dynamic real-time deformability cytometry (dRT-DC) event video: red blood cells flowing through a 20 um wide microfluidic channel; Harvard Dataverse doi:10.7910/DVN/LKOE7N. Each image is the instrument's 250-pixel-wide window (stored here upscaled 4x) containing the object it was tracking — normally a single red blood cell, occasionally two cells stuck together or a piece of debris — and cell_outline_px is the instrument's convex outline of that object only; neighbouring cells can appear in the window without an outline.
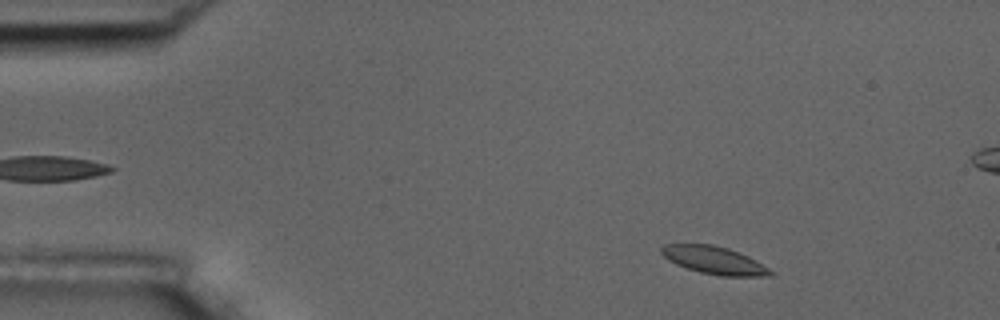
{"species": "common noctule bat (a hibernating species)", "species_latin": "Nyctalus noctula", "temperature_condition": "room temperature", "stored_images_in_passage": 54, "camera_frame_rate_fps": 3000, "um_per_image_px": 0.085, "animal": {"sex": "male", "body_mass_g": 17.5, "forearm_length_mm": 52.3}, "frame": {"image": 1, "passage_image": 5, "time_ms": 1.333, "image_size_px": [1000, 320], "cell_outline_px": [[776, 272], [772, 276], [720, 276], [700, 272], [676, 264], [668, 260], [660, 252], [660, 248], [664, 244], [712, 244], [728, 248], [740, 252], [748, 256]], "centroid_in_image_um": [60.73, 22.12], "position_along_channel_um": 24.3, "area_um2": 17.69}}
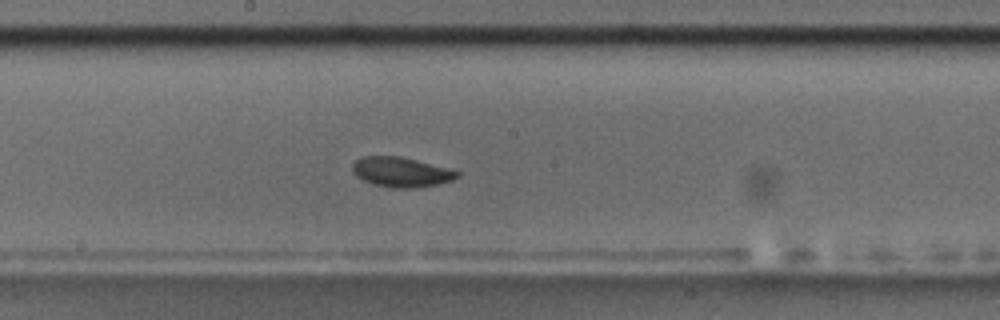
{"frame": {"image": 2, "passage_image": 27, "time_ms": 8.667, "image_size_px": [1000, 320], "cell_outline_px": [[460, 176], [452, 180], [436, 184], [416, 188], [392, 188], [372, 184], [356, 176], [352, 172], [352, 164], [360, 156], [400, 156], [448, 168], [460, 172]], "centroid_in_image_um": [34.07, 14.62], "position_along_channel_um": 214.1, "area_um2": 18.26}}
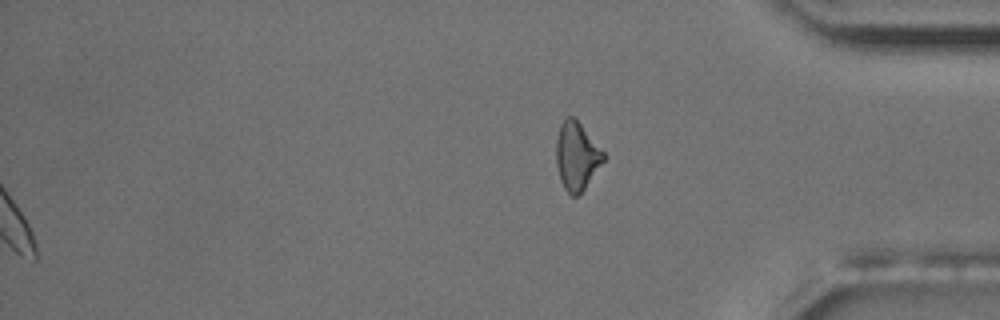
{"frame": {"image": 3, "passage_image": 54, "time_ms": 17.667, "image_size_px": [1000, 320], "cell_outline_px": [[604, 160], [584, 188], [576, 196], [572, 196], [564, 188], [560, 180], [556, 164], [556, 140], [560, 124], [568, 116], [572, 116], [580, 124], [604, 152]], "centroid_in_image_um": [48.99, 13.27], "position_along_channel_um": 386.2, "area_um2": 18.32}, "authors_computed_cell_mechanics": {"area_um2": 17.918, "velocity_mm_per_s": 3.6105, "shape_relaxation_time_tau1_ms": 3.0384, "shape_relaxation_time_tau2_ms": 4.5385, "deformation_change_tau1": 0.112, "deformation_change_tau2": 0.0672}}